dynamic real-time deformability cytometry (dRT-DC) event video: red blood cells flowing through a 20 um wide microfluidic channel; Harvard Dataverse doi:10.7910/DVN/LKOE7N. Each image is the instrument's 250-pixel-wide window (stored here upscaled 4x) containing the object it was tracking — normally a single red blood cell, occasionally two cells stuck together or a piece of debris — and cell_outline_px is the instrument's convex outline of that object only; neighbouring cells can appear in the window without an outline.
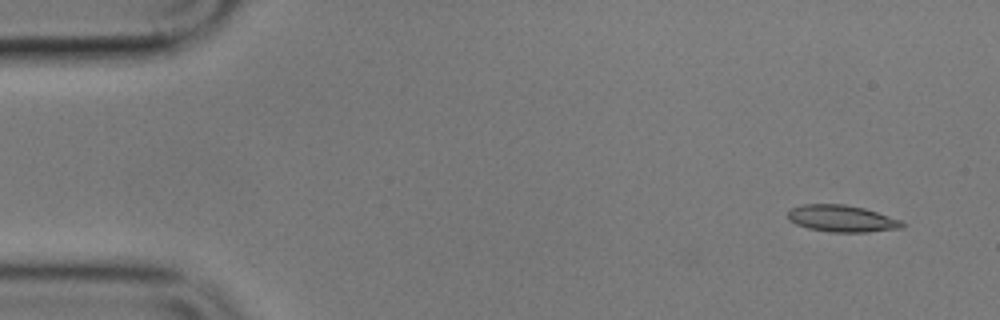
{"species": "common noctule bat (a hibernating species)", "species_latin": "Nyctalus noctula", "temperature_condition": "cold", "stored_images_in_passage": 5, "camera_frame_rate_fps": 3000, "um_per_image_px": 0.085, "animal": {"sex": "male", "body_mass_g": 17.9}, "frame": {"image": 1, "passage_image": 1, "time_ms": 0.0, "image_size_px": [1000, 320], "cell_outline_px": [[904, 228], [868, 232], [832, 232], [808, 228], [796, 224], [788, 220], [788, 212], [792, 208], [804, 204], [844, 204], [864, 208], [900, 220], [904, 224]], "centroid_in_image_um": [71.55, 18.58], "position_along_channel_um": 13.5, "area_um2": 17.74}}
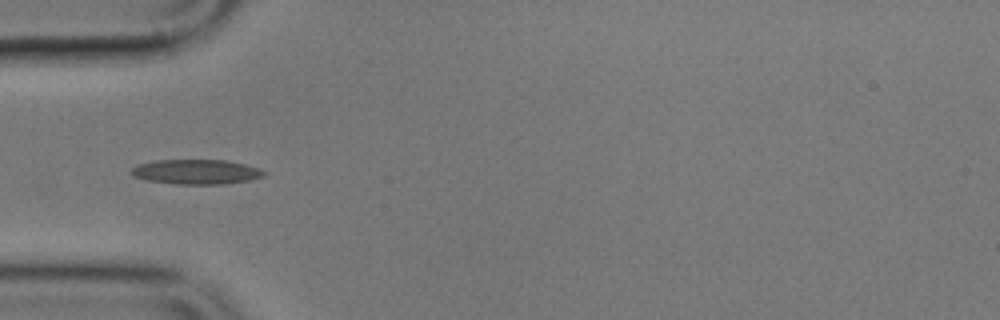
{"frame": {"image": 2, "passage_image": 5, "time_ms": 4.667, "image_size_px": [1000, 320], "cell_outline_px": [[268, 172], [264, 176], [248, 180], [220, 184], [176, 184], [148, 180], [136, 176], [128, 172], [136, 164], [156, 160], [224, 160], [244, 164], [260, 168]], "centroid_in_image_um": [16.68, 14.6], "position_along_channel_um": 68.3, "area_um2": 19.07}}